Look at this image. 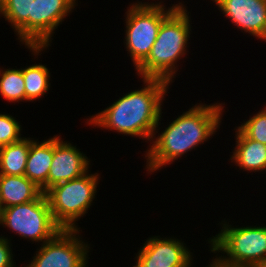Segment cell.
Returning <instances> with one entry per match:
<instances>
[{
	"mask_svg": "<svg viewBox=\"0 0 266 267\" xmlns=\"http://www.w3.org/2000/svg\"><path fill=\"white\" fill-rule=\"evenodd\" d=\"M2 211H3V207H2V204H1V201H0V216H1Z\"/></svg>",
	"mask_w": 266,
	"mask_h": 267,
	"instance_id": "obj_27",
	"label": "cell"
},
{
	"mask_svg": "<svg viewBox=\"0 0 266 267\" xmlns=\"http://www.w3.org/2000/svg\"><path fill=\"white\" fill-rule=\"evenodd\" d=\"M131 267H191L193 254L182 239L152 236L144 241Z\"/></svg>",
	"mask_w": 266,
	"mask_h": 267,
	"instance_id": "obj_10",
	"label": "cell"
},
{
	"mask_svg": "<svg viewBox=\"0 0 266 267\" xmlns=\"http://www.w3.org/2000/svg\"><path fill=\"white\" fill-rule=\"evenodd\" d=\"M2 3H3V0H0V14L2 12ZM0 17H1V15H0Z\"/></svg>",
	"mask_w": 266,
	"mask_h": 267,
	"instance_id": "obj_25",
	"label": "cell"
},
{
	"mask_svg": "<svg viewBox=\"0 0 266 267\" xmlns=\"http://www.w3.org/2000/svg\"><path fill=\"white\" fill-rule=\"evenodd\" d=\"M236 126L247 138L266 145V106Z\"/></svg>",
	"mask_w": 266,
	"mask_h": 267,
	"instance_id": "obj_20",
	"label": "cell"
},
{
	"mask_svg": "<svg viewBox=\"0 0 266 267\" xmlns=\"http://www.w3.org/2000/svg\"><path fill=\"white\" fill-rule=\"evenodd\" d=\"M258 267H266V261L261 263Z\"/></svg>",
	"mask_w": 266,
	"mask_h": 267,
	"instance_id": "obj_26",
	"label": "cell"
},
{
	"mask_svg": "<svg viewBox=\"0 0 266 267\" xmlns=\"http://www.w3.org/2000/svg\"><path fill=\"white\" fill-rule=\"evenodd\" d=\"M209 263L210 264L207 265L206 267H227V266L220 264L217 260L214 259V257L212 258L211 262H209Z\"/></svg>",
	"mask_w": 266,
	"mask_h": 267,
	"instance_id": "obj_23",
	"label": "cell"
},
{
	"mask_svg": "<svg viewBox=\"0 0 266 267\" xmlns=\"http://www.w3.org/2000/svg\"><path fill=\"white\" fill-rule=\"evenodd\" d=\"M235 147L230 155L231 163L239 167L241 171L249 172H266V145L258 141L247 138L236 126Z\"/></svg>",
	"mask_w": 266,
	"mask_h": 267,
	"instance_id": "obj_13",
	"label": "cell"
},
{
	"mask_svg": "<svg viewBox=\"0 0 266 267\" xmlns=\"http://www.w3.org/2000/svg\"><path fill=\"white\" fill-rule=\"evenodd\" d=\"M231 24L266 42V0H210ZM244 31V32H243Z\"/></svg>",
	"mask_w": 266,
	"mask_h": 267,
	"instance_id": "obj_11",
	"label": "cell"
},
{
	"mask_svg": "<svg viewBox=\"0 0 266 267\" xmlns=\"http://www.w3.org/2000/svg\"><path fill=\"white\" fill-rule=\"evenodd\" d=\"M100 178L99 173L92 174L89 170L83 176L56 184L45 192L52 217L61 229H81L76 221L86 216L95 203Z\"/></svg>",
	"mask_w": 266,
	"mask_h": 267,
	"instance_id": "obj_6",
	"label": "cell"
},
{
	"mask_svg": "<svg viewBox=\"0 0 266 267\" xmlns=\"http://www.w3.org/2000/svg\"><path fill=\"white\" fill-rule=\"evenodd\" d=\"M1 225L35 245L49 241L61 230L52 217L45 193L31 202L4 208L0 216Z\"/></svg>",
	"mask_w": 266,
	"mask_h": 267,
	"instance_id": "obj_7",
	"label": "cell"
},
{
	"mask_svg": "<svg viewBox=\"0 0 266 267\" xmlns=\"http://www.w3.org/2000/svg\"><path fill=\"white\" fill-rule=\"evenodd\" d=\"M34 0H3L1 16L10 23V27L22 45L29 47V15Z\"/></svg>",
	"mask_w": 266,
	"mask_h": 267,
	"instance_id": "obj_16",
	"label": "cell"
},
{
	"mask_svg": "<svg viewBox=\"0 0 266 267\" xmlns=\"http://www.w3.org/2000/svg\"><path fill=\"white\" fill-rule=\"evenodd\" d=\"M140 79L142 88L123 93L104 110L86 118L85 123L150 143L153 135L160 130L162 106L171 84L158 78Z\"/></svg>",
	"mask_w": 266,
	"mask_h": 267,
	"instance_id": "obj_1",
	"label": "cell"
},
{
	"mask_svg": "<svg viewBox=\"0 0 266 267\" xmlns=\"http://www.w3.org/2000/svg\"><path fill=\"white\" fill-rule=\"evenodd\" d=\"M12 239H8V237H5V235H0V267H17L14 255H13V249L11 248L12 245Z\"/></svg>",
	"mask_w": 266,
	"mask_h": 267,
	"instance_id": "obj_22",
	"label": "cell"
},
{
	"mask_svg": "<svg viewBox=\"0 0 266 267\" xmlns=\"http://www.w3.org/2000/svg\"><path fill=\"white\" fill-rule=\"evenodd\" d=\"M82 230L61 229L52 239L37 247L31 261L24 267H89L88 242L80 236Z\"/></svg>",
	"mask_w": 266,
	"mask_h": 267,
	"instance_id": "obj_8",
	"label": "cell"
},
{
	"mask_svg": "<svg viewBox=\"0 0 266 267\" xmlns=\"http://www.w3.org/2000/svg\"><path fill=\"white\" fill-rule=\"evenodd\" d=\"M229 222H219L222 229L207 240L210 254H217L214 259L227 267H258L265 262L266 225L234 227Z\"/></svg>",
	"mask_w": 266,
	"mask_h": 267,
	"instance_id": "obj_4",
	"label": "cell"
},
{
	"mask_svg": "<svg viewBox=\"0 0 266 267\" xmlns=\"http://www.w3.org/2000/svg\"><path fill=\"white\" fill-rule=\"evenodd\" d=\"M0 96L10 103L26 102L22 68H0Z\"/></svg>",
	"mask_w": 266,
	"mask_h": 267,
	"instance_id": "obj_19",
	"label": "cell"
},
{
	"mask_svg": "<svg viewBox=\"0 0 266 267\" xmlns=\"http://www.w3.org/2000/svg\"><path fill=\"white\" fill-rule=\"evenodd\" d=\"M29 151L30 137H22L17 142L1 147L0 174L24 175Z\"/></svg>",
	"mask_w": 266,
	"mask_h": 267,
	"instance_id": "obj_17",
	"label": "cell"
},
{
	"mask_svg": "<svg viewBox=\"0 0 266 267\" xmlns=\"http://www.w3.org/2000/svg\"><path fill=\"white\" fill-rule=\"evenodd\" d=\"M53 159V137L43 141L30 137V151L24 175L34 182L42 192L48 190V174Z\"/></svg>",
	"mask_w": 266,
	"mask_h": 267,
	"instance_id": "obj_14",
	"label": "cell"
},
{
	"mask_svg": "<svg viewBox=\"0 0 266 267\" xmlns=\"http://www.w3.org/2000/svg\"><path fill=\"white\" fill-rule=\"evenodd\" d=\"M62 139L61 135L53 136V159L48 174V189L61 182L79 178L91 169L90 158L77 145Z\"/></svg>",
	"mask_w": 266,
	"mask_h": 267,
	"instance_id": "obj_12",
	"label": "cell"
},
{
	"mask_svg": "<svg viewBox=\"0 0 266 267\" xmlns=\"http://www.w3.org/2000/svg\"><path fill=\"white\" fill-rule=\"evenodd\" d=\"M167 123L161 133L154 134L144 156L146 173L154 174L181 157L197 150L219 131L223 119L225 103H196Z\"/></svg>",
	"mask_w": 266,
	"mask_h": 267,
	"instance_id": "obj_2",
	"label": "cell"
},
{
	"mask_svg": "<svg viewBox=\"0 0 266 267\" xmlns=\"http://www.w3.org/2000/svg\"><path fill=\"white\" fill-rule=\"evenodd\" d=\"M13 115L0 113V148L19 141L23 134L22 125ZM23 135V136H21Z\"/></svg>",
	"mask_w": 266,
	"mask_h": 267,
	"instance_id": "obj_21",
	"label": "cell"
},
{
	"mask_svg": "<svg viewBox=\"0 0 266 267\" xmlns=\"http://www.w3.org/2000/svg\"><path fill=\"white\" fill-rule=\"evenodd\" d=\"M25 83L26 102H34L46 96L51 88V72L47 65L39 63L22 68Z\"/></svg>",
	"mask_w": 266,
	"mask_h": 267,
	"instance_id": "obj_18",
	"label": "cell"
},
{
	"mask_svg": "<svg viewBox=\"0 0 266 267\" xmlns=\"http://www.w3.org/2000/svg\"><path fill=\"white\" fill-rule=\"evenodd\" d=\"M78 0H34L29 15V47L34 59L47 50L53 40L55 30L62 24L75 7Z\"/></svg>",
	"mask_w": 266,
	"mask_h": 267,
	"instance_id": "obj_9",
	"label": "cell"
},
{
	"mask_svg": "<svg viewBox=\"0 0 266 267\" xmlns=\"http://www.w3.org/2000/svg\"><path fill=\"white\" fill-rule=\"evenodd\" d=\"M153 1H155V0H153ZM158 1L157 2L155 1V3L151 2L150 4H160V5L166 4V3H164L165 1H162V0H160V2H158Z\"/></svg>",
	"mask_w": 266,
	"mask_h": 267,
	"instance_id": "obj_24",
	"label": "cell"
},
{
	"mask_svg": "<svg viewBox=\"0 0 266 267\" xmlns=\"http://www.w3.org/2000/svg\"><path fill=\"white\" fill-rule=\"evenodd\" d=\"M189 13L186 8H175L162 21L148 57L135 69L138 77L158 78L170 84L174 82L179 70L177 63L186 58L189 51L193 27Z\"/></svg>",
	"mask_w": 266,
	"mask_h": 267,
	"instance_id": "obj_3",
	"label": "cell"
},
{
	"mask_svg": "<svg viewBox=\"0 0 266 267\" xmlns=\"http://www.w3.org/2000/svg\"><path fill=\"white\" fill-rule=\"evenodd\" d=\"M176 3L167 8L166 4H150L149 0L129 4L125 12L123 43L135 69L148 57L162 21L175 8H188L184 1Z\"/></svg>",
	"mask_w": 266,
	"mask_h": 267,
	"instance_id": "obj_5",
	"label": "cell"
},
{
	"mask_svg": "<svg viewBox=\"0 0 266 267\" xmlns=\"http://www.w3.org/2000/svg\"><path fill=\"white\" fill-rule=\"evenodd\" d=\"M42 193L41 188L25 175L0 174V201L3 209L36 200Z\"/></svg>",
	"mask_w": 266,
	"mask_h": 267,
	"instance_id": "obj_15",
	"label": "cell"
}]
</instances>
